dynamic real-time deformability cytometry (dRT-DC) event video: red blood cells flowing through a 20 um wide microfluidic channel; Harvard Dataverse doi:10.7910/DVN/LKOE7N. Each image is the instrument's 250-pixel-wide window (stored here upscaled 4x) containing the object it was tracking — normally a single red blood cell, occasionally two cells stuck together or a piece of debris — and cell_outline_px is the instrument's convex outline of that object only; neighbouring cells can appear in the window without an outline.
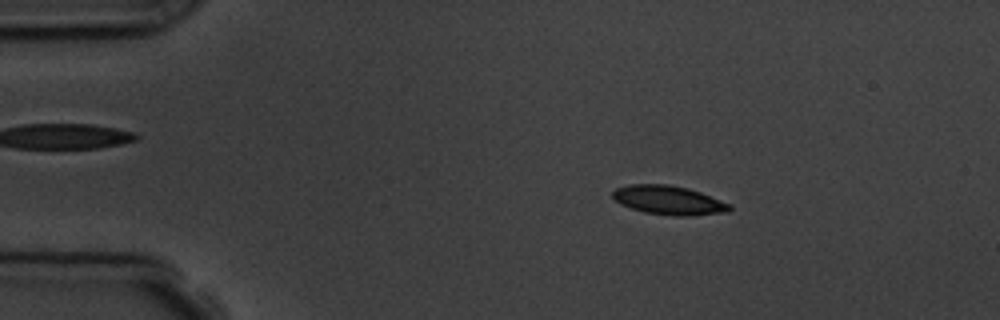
{"species": "common noctule bat (a hibernating species)", "species_latin": "Nyctalus noctula", "temperature_condition": "room temperature", "stored_images_in_passage": 3, "camera_frame_rate_fps": 3000, "um_per_image_px": 0.085, "animal": {"sex": "male", "body_mass_g": 19.5, "forearm_length_mm": 54.6}, "frame": {"image": 1, "passage_image": 2, "time_ms": 1.333, "image_size_px": [1000, 320], "cell_outline_px": [[732, 208], [728, 212], [692, 216], [672, 216], [644, 212], [620, 204], [612, 196], [612, 192], [616, 188], [628, 184], [668, 184], [688, 188], [700, 192], [732, 204]], "centroid_in_image_um": [56.86, 17.02], "position_along_channel_um": 28.1, "area_um2": 19.94}}